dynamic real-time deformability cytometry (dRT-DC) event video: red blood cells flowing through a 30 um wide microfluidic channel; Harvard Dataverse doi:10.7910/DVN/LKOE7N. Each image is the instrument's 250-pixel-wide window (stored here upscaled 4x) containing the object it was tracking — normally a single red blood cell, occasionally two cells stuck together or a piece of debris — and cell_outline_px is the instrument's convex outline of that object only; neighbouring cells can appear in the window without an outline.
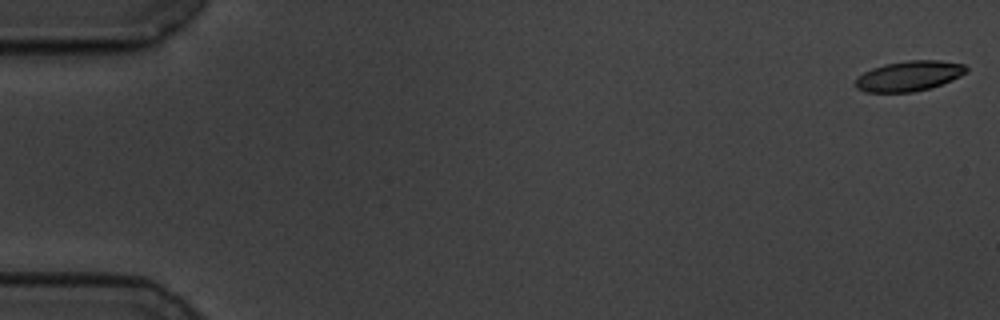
{"species": "common noctule bat (a hibernating species)", "species_latin": "Nyctalus noctula", "temperature_condition": "cold", "stored_images_in_passage": 17, "camera_frame_rate_fps": 3000, "um_per_image_px": 0.085, "animal": {"sex": "male", "body_mass_g": 19.5, "forearm_length_mm": 54.6}, "frame": {"image": 1, "passage_image": 1, "time_ms": 0.0, "image_size_px": [1000, 320], "cell_outline_px": [[968, 72], [952, 80], [928, 88], [912, 92], [864, 92], [856, 88], [856, 76], [872, 68], [884, 64], [908, 60], [940, 60], [964, 64], [968, 68]], "centroid_in_image_um": [77.26, 6.45], "position_along_channel_um": 7.7, "area_um2": 19.54}}
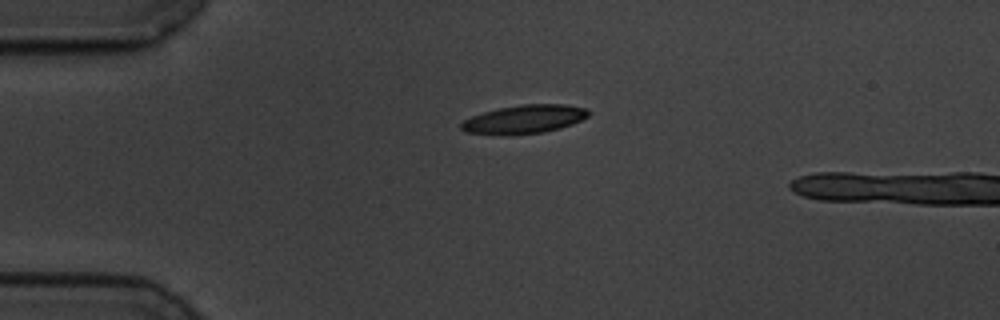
{"frame": {"image": 2, "passage_image": 14, "time_ms": 4.333, "image_size_px": [1000, 320], "cell_outline_px": [[592, 112], [588, 116], [572, 124], [560, 128], [544, 132], [508, 136], [464, 132], [460, 128], [460, 124], [464, 120], [472, 116], [484, 112], [500, 108], [520, 104], [564, 104], [588, 108]], "centroid_in_image_um": [44.57, 10.14], "position_along_channel_um": 40.4, "area_um2": 21.44}}